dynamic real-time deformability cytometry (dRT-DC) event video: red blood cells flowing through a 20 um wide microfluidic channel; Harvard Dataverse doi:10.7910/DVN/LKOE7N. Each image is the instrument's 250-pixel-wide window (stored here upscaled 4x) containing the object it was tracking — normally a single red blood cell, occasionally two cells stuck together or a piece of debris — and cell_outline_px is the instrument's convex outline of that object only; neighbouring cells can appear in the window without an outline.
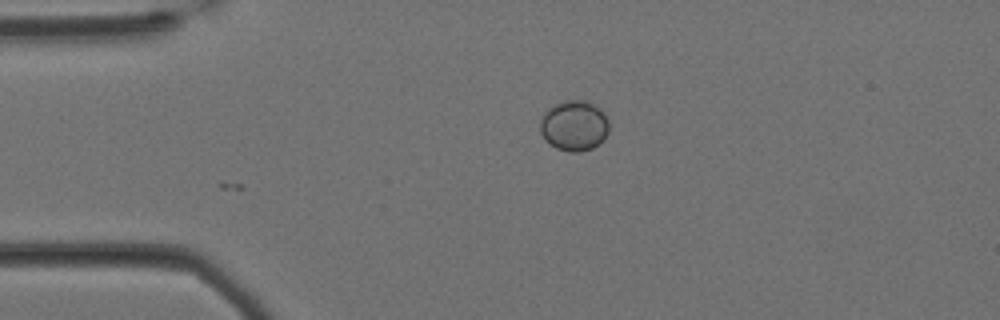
{"species": "Egyptian fruit bat (a non-hibernating species)", "species_latin": "Rousettus aegyptiacus", "temperature_condition": "cold", "stored_images_in_passage": 10, "camera_frame_rate_fps": 3000, "um_per_image_px": 0.085, "animal": {"sex": "female"}, "frame": {"image": 1, "passage_image": 10, "time_ms": 3.0, "image_size_px": [1000, 320], "cell_outline_px": [[608, 132], [604, 140], [592, 148], [580, 152], [568, 152], [556, 148], [548, 144], [544, 140], [540, 132], [540, 120], [544, 112], [548, 108], [564, 100], [588, 100], [596, 104], [604, 112], [608, 120]], "centroid_in_image_um": [48.8, 10.68], "position_along_channel_um": 36.2, "area_um2": 20.69}}